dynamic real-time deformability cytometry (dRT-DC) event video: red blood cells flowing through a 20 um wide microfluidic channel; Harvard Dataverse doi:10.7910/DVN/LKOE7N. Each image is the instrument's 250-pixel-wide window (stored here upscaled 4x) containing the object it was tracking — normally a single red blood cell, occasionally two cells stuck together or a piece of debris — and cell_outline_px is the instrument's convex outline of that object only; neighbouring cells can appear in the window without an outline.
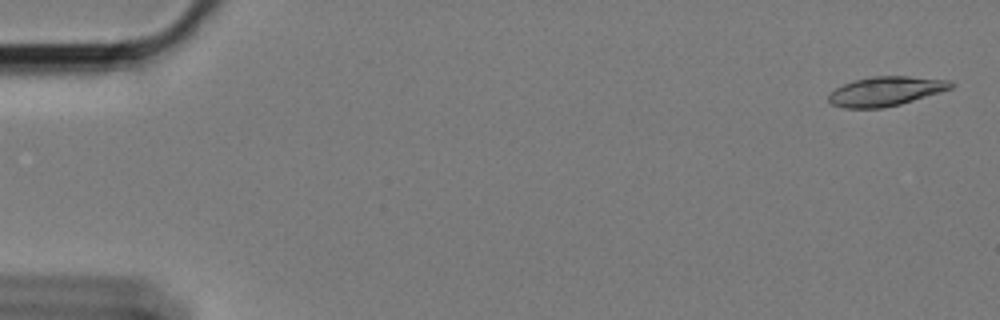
{"species": "Egyptian fruit bat (a non-hibernating species)", "species_latin": "Rousettus aegyptiacus", "temperature_condition": "cold", "stored_images_in_passage": 17, "camera_frame_rate_fps": 3000, "um_per_image_px": 0.085, "animal": {"sex": "female"}, "frame": {"image": 1, "passage_image": 2, "time_ms": 0.333, "image_size_px": [1000, 320], "cell_outline_px": [[956, 84], [952, 88], [940, 92], [900, 104], [884, 108], [844, 108], [832, 104], [828, 100], [828, 96], [836, 88], [844, 84], [856, 80], [872, 76], [908, 76], [952, 80]], "centroid_in_image_um": [75.33, 7.75], "position_along_channel_um": 9.7, "area_um2": 20.87}}
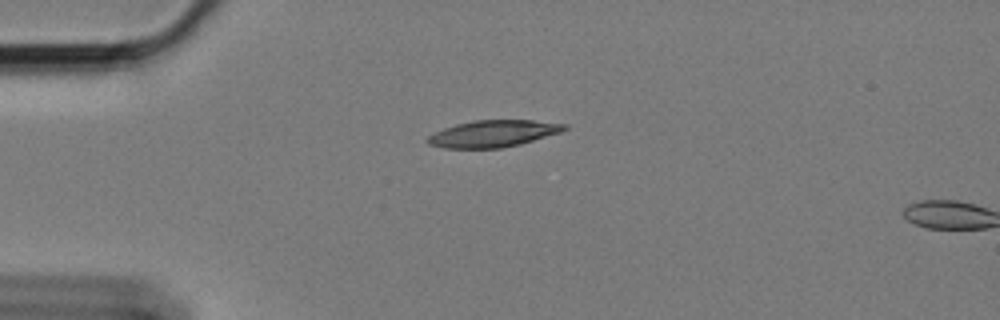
{"frame": {"image": 2, "passage_image": 15, "time_ms": 4.667, "image_size_px": [1000, 320], "cell_outline_px": [[568, 128], [560, 132], [520, 144], [500, 148], [444, 148], [428, 144], [424, 140], [428, 136], [444, 128], [456, 124], [476, 120], [532, 120], [568, 124]], "centroid_in_image_um": [41.9, 11.36], "position_along_channel_um": 43.1, "area_um2": 21.27}}